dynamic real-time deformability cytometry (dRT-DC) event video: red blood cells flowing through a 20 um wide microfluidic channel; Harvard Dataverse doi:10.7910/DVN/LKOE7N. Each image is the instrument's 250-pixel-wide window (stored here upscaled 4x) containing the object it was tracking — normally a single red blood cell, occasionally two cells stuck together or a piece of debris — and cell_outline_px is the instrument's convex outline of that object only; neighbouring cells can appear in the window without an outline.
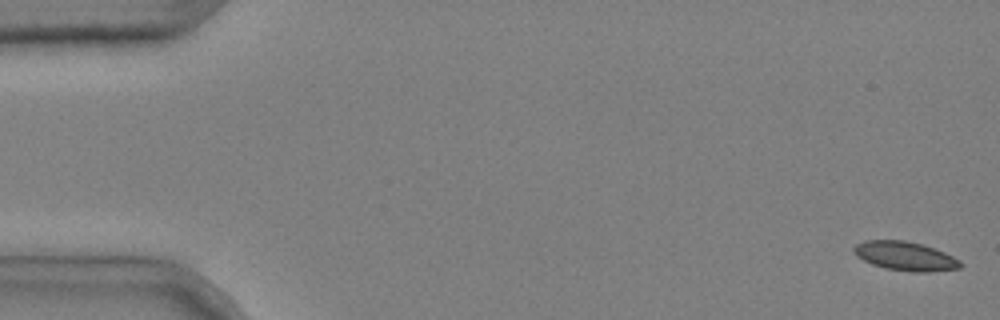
{"species": "common noctule bat (a hibernating species)", "species_latin": "Nyctalus noctula", "temperature_condition": "cold", "stored_images_in_passage": 5, "camera_frame_rate_fps": 3000, "um_per_image_px": 0.085, "animal": {"sex": "male", "body_mass_g": 20.4}, "frame": {"image": 1, "passage_image": 1, "time_ms": 0.0, "image_size_px": [1000, 320], "cell_outline_px": [[964, 264], [960, 268], [928, 272], [912, 272], [884, 268], [872, 264], [856, 256], [852, 248], [856, 244], [864, 240], [904, 240], [920, 244], [944, 252], [960, 260]], "centroid_in_image_um": [76.93, 21.77], "position_along_channel_um": 8.1, "area_um2": 17.98}}
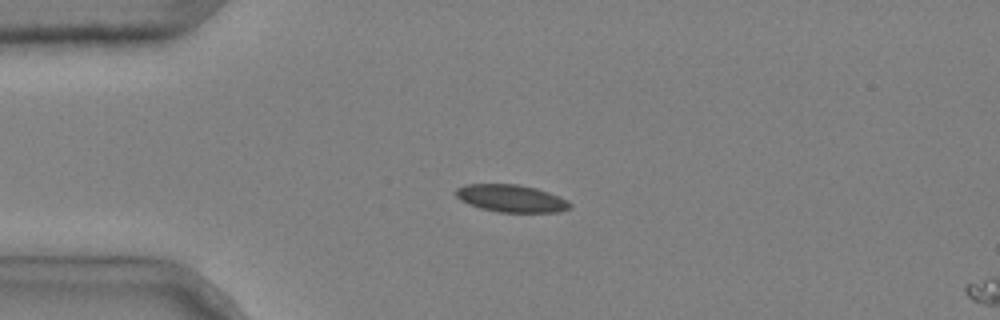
{"frame": {"image": 2, "passage_image": 4, "time_ms": 1.0, "image_size_px": [1000, 320], "cell_outline_px": [[572, 204], [568, 208], [560, 212], [496, 212], [480, 208], [468, 204], [460, 200], [456, 196], [456, 188], [464, 184], [516, 184], [536, 188], [548, 192]], "centroid_in_image_um": [43.38, 16.86], "position_along_channel_um": 41.6, "area_um2": 18.09}}